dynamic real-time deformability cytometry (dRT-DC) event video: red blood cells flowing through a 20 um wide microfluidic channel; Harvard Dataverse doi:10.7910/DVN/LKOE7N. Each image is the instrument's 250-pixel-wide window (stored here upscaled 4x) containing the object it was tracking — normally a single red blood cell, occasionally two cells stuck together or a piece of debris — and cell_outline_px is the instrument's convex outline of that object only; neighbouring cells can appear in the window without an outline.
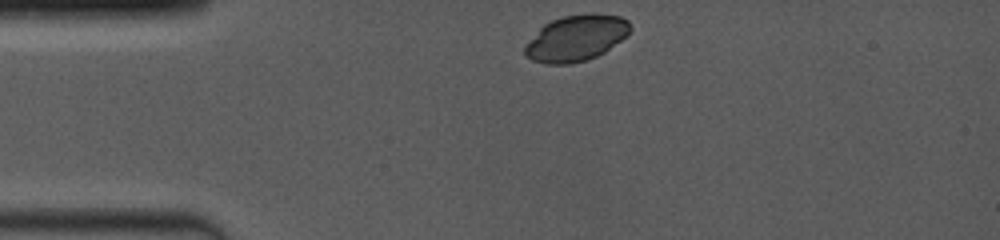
{"species": "common noctule bat (a hibernating species)", "species_latin": "Nyctalus noctula", "temperature_condition": "room temperature", "stored_images_in_passage": 9, "camera_frame_rate_fps": 4000, "um_per_image_px": 0.085, "animal": {"sex": "female", "body_mass_g": 19.0, "forearm_length_mm": 53.3}, "frame": {"image": 1, "passage_image": 1, "time_ms": 0.0, "image_size_px": [1000, 240], "cell_outline_px": [[632, 28], [628, 36], [604, 52], [596, 56], [584, 60], [568, 64], [548, 64], [532, 60], [524, 56], [524, 44], [544, 24], [552, 20], [564, 16], [596, 12], [620, 16], [628, 20]], "centroid_in_image_um": [48.98, 3.22], "position_along_channel_um": 36.0, "area_um2": 28.5}}
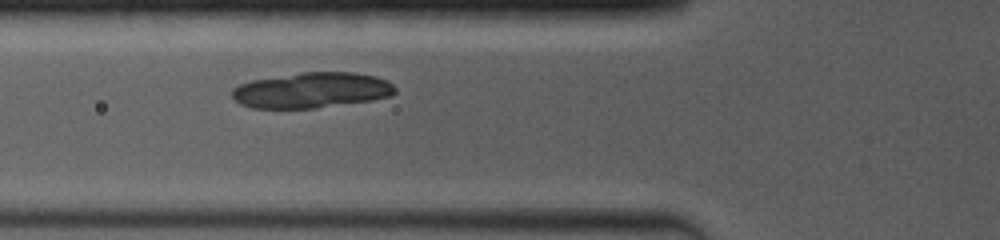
{"frame": {"image": 2, "passage_image": 9, "time_ms": 2.5, "image_size_px": [1000, 240], "cell_outline_px": [[396, 92], [392, 96], [372, 100], [316, 108], [252, 108], [240, 104], [232, 96], [232, 88], [240, 84], [252, 80], [300, 72], [352, 72], [376, 76], [392, 84], [396, 88]], "centroid_in_image_um": [26.5, 7.67], "position_along_channel_um": 99.3, "area_um2": 33.81}}